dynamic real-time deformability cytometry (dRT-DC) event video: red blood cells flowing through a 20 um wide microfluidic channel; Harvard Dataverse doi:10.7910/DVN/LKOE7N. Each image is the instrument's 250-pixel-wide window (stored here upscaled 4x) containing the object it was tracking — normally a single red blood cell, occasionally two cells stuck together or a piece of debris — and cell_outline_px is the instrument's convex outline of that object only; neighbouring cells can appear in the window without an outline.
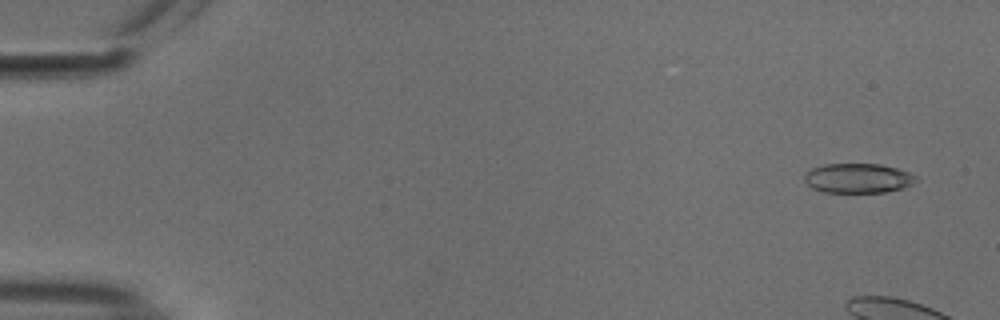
{"species": "common noctule bat (a hibernating species)", "species_latin": "Nyctalus noctula", "temperature_condition": "cold", "stored_images_in_passage": 9, "camera_frame_rate_fps": 3000, "um_per_image_px": 0.085, "animal": {"sex": "male", "body_mass_g": 18.8}, "frame": {"image": 1, "passage_image": 3, "time_ms": 0.667, "image_size_px": [1000, 320], "cell_outline_px": [[920, 180], [904, 188], [884, 192], [824, 192], [812, 188], [804, 180], [804, 172], [812, 168], [824, 164], [880, 164], [896, 168], [908, 172], [916, 176]], "centroid_in_image_um": [72.93, 15.14], "position_along_channel_um": 12.1, "area_um2": 19.36}}